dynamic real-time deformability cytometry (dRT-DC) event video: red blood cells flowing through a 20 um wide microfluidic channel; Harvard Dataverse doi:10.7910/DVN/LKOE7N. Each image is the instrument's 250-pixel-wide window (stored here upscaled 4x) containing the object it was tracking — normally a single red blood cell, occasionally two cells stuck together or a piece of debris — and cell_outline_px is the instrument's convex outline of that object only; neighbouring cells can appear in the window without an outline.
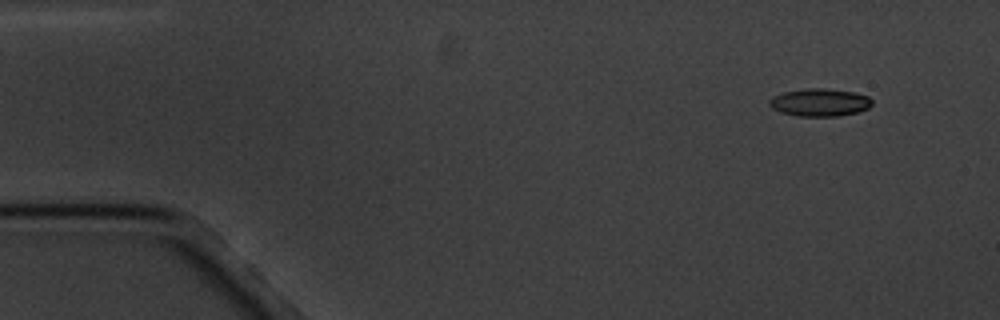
{"species": "common noctule bat (a hibernating species)", "species_latin": "Nyctalus noctula", "temperature_condition": "cold", "stored_images_in_passage": 8, "camera_frame_rate_fps": 3000, "um_per_image_px": 0.085, "animal": {"sex": "male", "body_mass_g": 20.1, "forearm_length_mm": 53.5}, "frame": {"image": 1, "passage_image": 1, "time_ms": 0.0, "image_size_px": [1000, 320], "cell_outline_px": [[872, 104], [868, 108], [856, 112], [840, 116], [796, 116], [780, 112], [772, 108], [768, 104], [768, 100], [772, 96], [784, 92], [808, 88], [824, 88], [852, 92], [868, 96], [872, 100]], "centroid_in_image_um": [69.64, 8.71], "position_along_channel_um": 15.4, "area_um2": 16.59}}
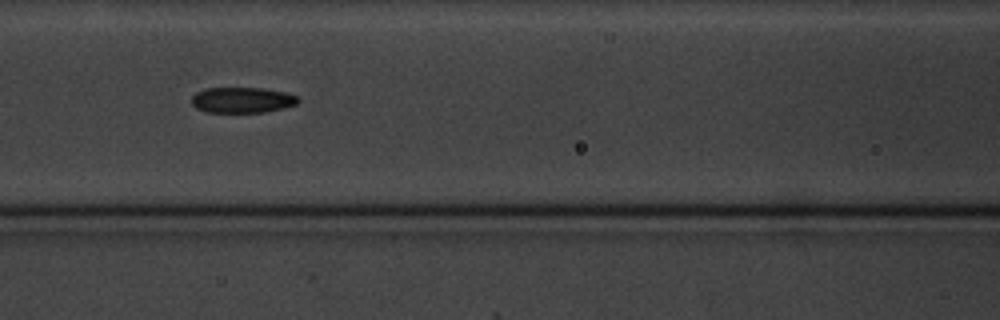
{"frame": {"image": 2, "passage_image": 6, "time_ms": 6.667, "image_size_px": [1000, 320], "cell_outline_px": [[300, 100], [296, 104], [264, 112], [204, 112], [196, 108], [192, 104], [192, 96], [196, 92], [204, 88], [260, 88], [284, 92], [296, 96]], "centroid_in_image_um": [20.53, 8.5], "position_along_channel_um": 146.1, "area_um2": 15.78}}
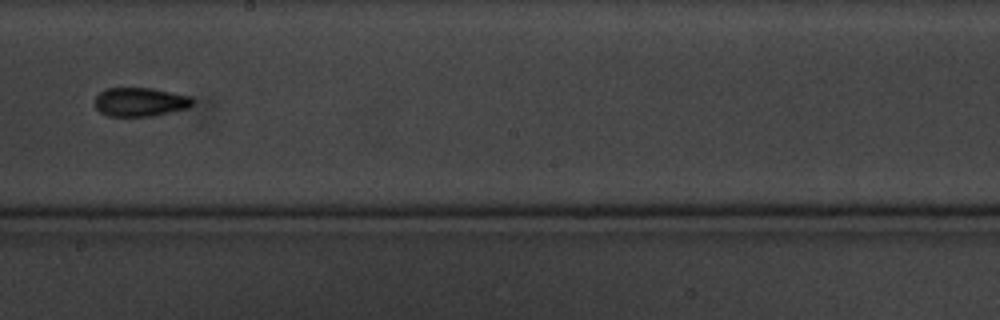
{"frame": {"image": 3, "passage_image": 8, "time_ms": 9.333, "image_size_px": [1000, 320], "cell_outline_px": [[192, 104], [188, 108], [152, 116], [108, 116], [100, 112], [96, 108], [96, 96], [100, 92], [108, 88], [152, 88], [192, 96]], "centroid_in_image_um": [11.92, 8.66], "position_along_channel_um": 236.3, "area_um2": 16.36}}